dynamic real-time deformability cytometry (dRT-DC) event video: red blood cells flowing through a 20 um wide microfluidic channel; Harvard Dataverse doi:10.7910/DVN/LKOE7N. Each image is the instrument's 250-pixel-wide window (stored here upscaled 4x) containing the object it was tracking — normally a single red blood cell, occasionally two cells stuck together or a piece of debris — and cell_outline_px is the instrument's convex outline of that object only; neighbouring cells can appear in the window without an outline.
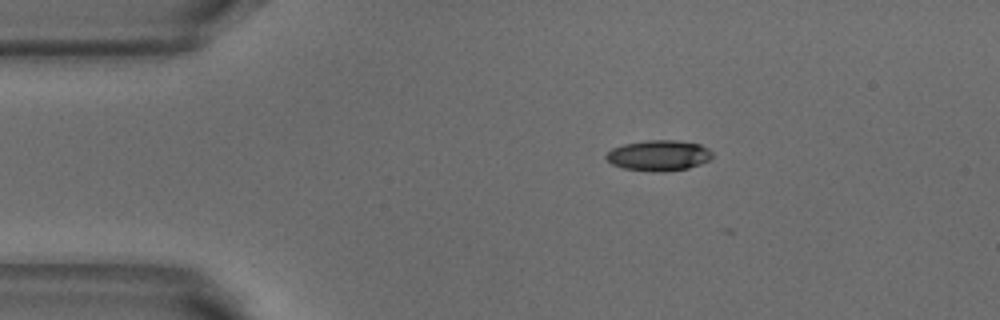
{"species": "common noctule bat (a hibernating species)", "species_latin": "Nyctalus noctula", "temperature_condition": "warm", "stored_images_in_passage": 25, "camera_frame_rate_fps": 3000, "um_per_image_px": 0.085, "animal": {"sex": "male", "body_mass_g": 18.8}, "frame": {"image": 1, "passage_image": 1, "time_ms": 0.0, "image_size_px": [1000, 320], "cell_outline_px": [[712, 156], [708, 160], [700, 164], [688, 168], [664, 172], [652, 172], [624, 168], [612, 164], [604, 156], [612, 148], [624, 144], [644, 140], [676, 140], [700, 144], [708, 148], [712, 152]], "centroid_in_image_um": [55.99, 13.21], "position_along_channel_um": 29.0, "area_um2": 19.02}}
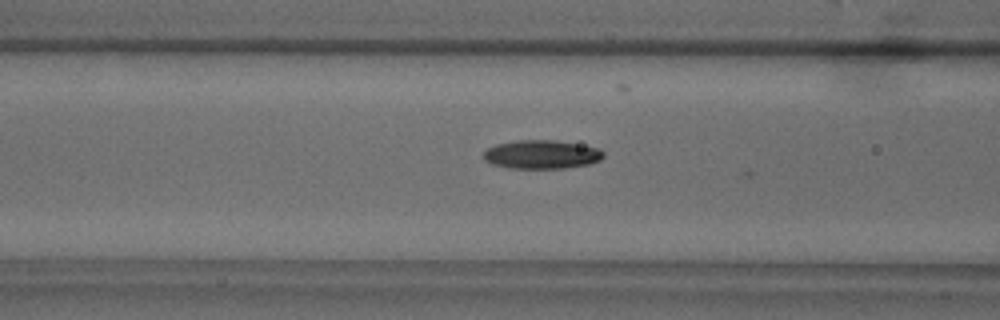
{"frame": {"image": 2, "passage_image": 12, "time_ms": 3.667, "image_size_px": [1000, 320], "cell_outline_px": [[604, 156], [600, 160], [588, 164], [564, 168], [508, 168], [492, 164], [484, 160], [484, 152], [488, 148], [496, 144], [516, 140], [556, 140], [600, 148], [604, 152]], "centroid_in_image_um": [46.04, 13.12], "position_along_channel_um": 120.6, "area_um2": 20.06}}
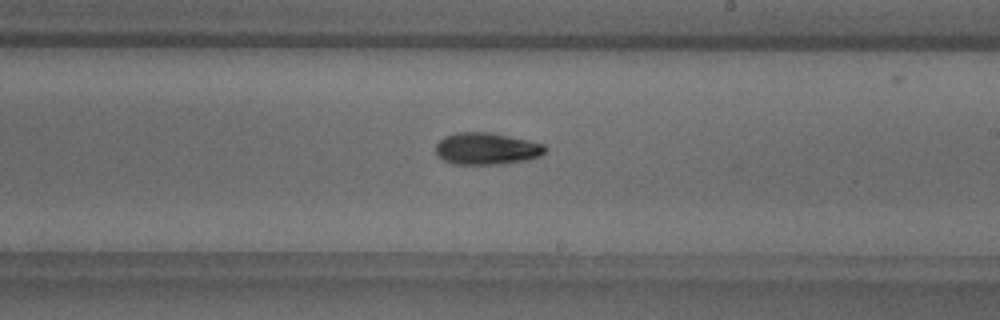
{"frame": {"image": 3, "passage_image": 22, "time_ms": 7.0, "image_size_px": [1000, 320], "cell_outline_px": [[544, 152], [540, 156], [528, 160], [504, 164], [452, 164], [436, 156], [436, 144], [444, 136], [456, 132], [492, 132], [528, 140], [544, 144]], "centroid_in_image_um": [41.33, 12.64], "position_along_channel_um": 247.7, "area_um2": 20.52}}